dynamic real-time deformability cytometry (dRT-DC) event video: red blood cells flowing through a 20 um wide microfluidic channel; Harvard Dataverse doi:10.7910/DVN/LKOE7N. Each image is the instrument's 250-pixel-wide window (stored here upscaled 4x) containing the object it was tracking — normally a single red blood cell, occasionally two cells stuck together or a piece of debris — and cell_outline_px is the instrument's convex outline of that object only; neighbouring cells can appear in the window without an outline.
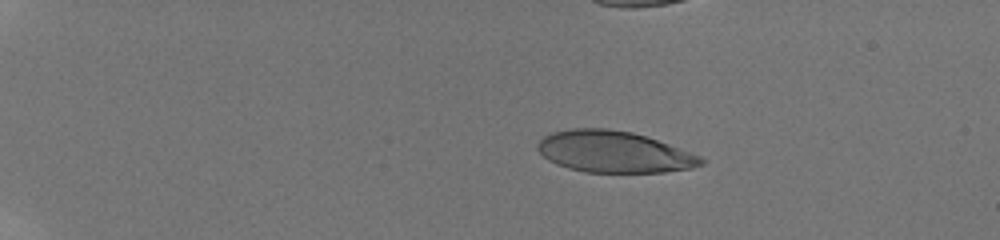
{"species": "human", "species_latin": "Homo sapiens", "temperature_condition": "room temperature", "stored_images_in_passage": 10, "camera_frame_rate_fps": 3000, "um_per_image_px": 0.085, "donor": {"sex": "male"}, "frame": {"image": 1, "passage_image": 5, "time_ms": 3.333, "image_size_px": [1000, 240], "cell_outline_px": [[704, 164], [692, 168], [664, 172], [584, 172], [568, 168], [556, 164], [548, 160], [536, 148], [536, 144], [544, 136], [552, 132], [572, 128], [608, 128], [632, 132], [656, 140], [700, 156], [704, 160]], "centroid_in_image_um": [52.14, 12.91], "position_along_channel_um": 32.9, "area_um2": 39.3}}
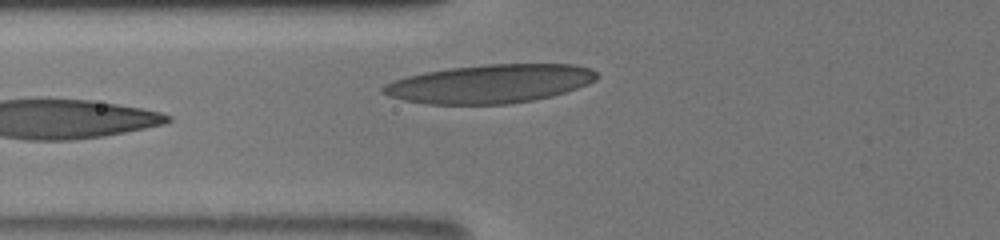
{"frame": {"image": 2, "passage_image": 10, "time_ms": 8.333, "image_size_px": [1000, 240], "cell_outline_px": [[600, 76], [596, 80], [588, 84], [552, 96], [532, 100], [508, 104], [428, 104], [404, 100], [388, 96], [380, 92], [380, 88], [384, 84], [408, 76], [424, 72], [448, 68], [488, 64], [576, 64], [592, 68]], "centroid_in_image_um": [41.66, 7.11], "position_along_channel_um": 84.1, "area_um2": 48.21}}